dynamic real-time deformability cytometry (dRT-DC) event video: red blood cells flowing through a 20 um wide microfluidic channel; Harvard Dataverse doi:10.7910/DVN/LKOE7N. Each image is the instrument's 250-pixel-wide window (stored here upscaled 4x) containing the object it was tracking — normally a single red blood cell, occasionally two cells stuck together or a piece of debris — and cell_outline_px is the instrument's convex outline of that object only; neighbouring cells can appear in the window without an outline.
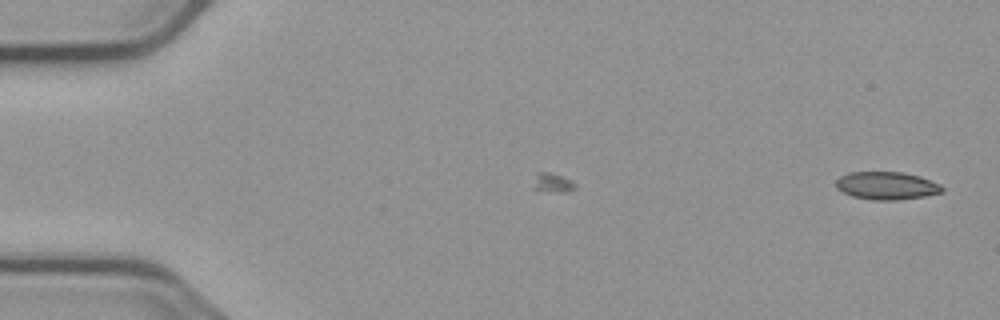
{"species": "common noctule bat (a hibernating species)", "species_latin": "Nyctalus noctula", "temperature_condition": "cold", "stored_images_in_passage": 14, "camera_frame_rate_fps": 3000, "um_per_image_px": 0.085, "animal": {"sex": "male", "body_mass_g": 23.1, "forearm_length_mm": 52.7}, "frame": {"image": 1, "passage_image": 14, "time_ms": 4.333, "image_size_px": [1000, 320], "cell_outline_px": [[944, 192], [924, 196], [896, 200], [872, 200], [852, 196], [836, 188], [836, 180], [840, 176], [848, 172], [904, 172], [920, 176], [940, 184], [944, 188]], "centroid_in_image_um": [75.37, 15.78], "position_along_channel_um": 9.6, "area_um2": 17.28}}